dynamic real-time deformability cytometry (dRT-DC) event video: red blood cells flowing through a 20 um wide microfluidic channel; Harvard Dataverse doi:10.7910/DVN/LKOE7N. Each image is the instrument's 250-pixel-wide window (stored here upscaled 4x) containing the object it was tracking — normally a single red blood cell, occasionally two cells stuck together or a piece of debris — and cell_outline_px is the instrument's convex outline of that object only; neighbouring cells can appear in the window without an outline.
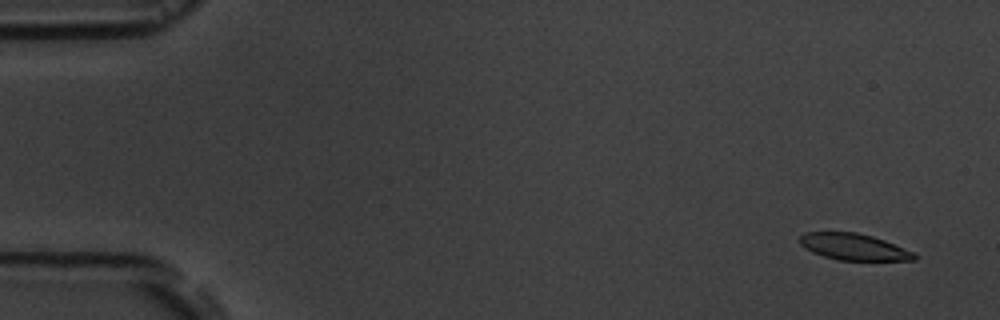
{"species": "common noctule bat (a hibernating species)", "species_latin": "Nyctalus noctula", "temperature_condition": "room temperature", "stored_images_in_passage": 6, "camera_frame_rate_fps": 3000, "um_per_image_px": 0.085, "animal": {"sex": "male", "body_mass_g": 19.5, "forearm_length_mm": 54.6}, "frame": {"image": 1, "passage_image": 2, "time_ms": 1.0, "image_size_px": [1000, 320], "cell_outline_px": [[916, 260], [836, 260], [812, 252], [804, 248], [800, 244], [800, 236], [804, 232], [856, 232], [872, 236], [884, 240], [916, 252]], "centroid_in_image_um": [72.57, 20.98], "position_along_channel_um": 12.4, "area_um2": 17.74}}
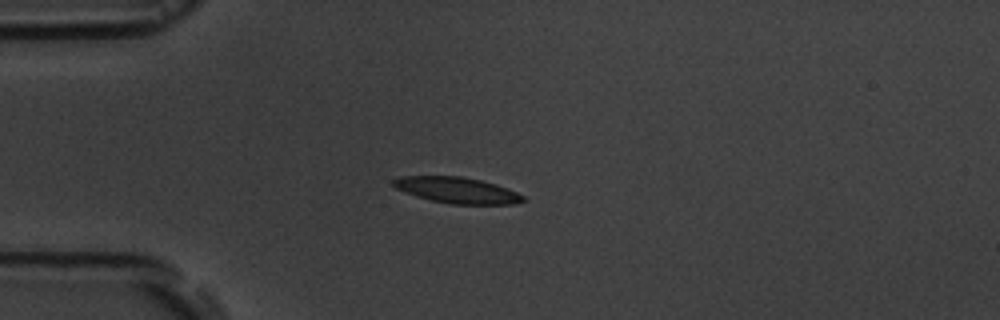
{"frame": {"image": 2, "passage_image": 5, "time_ms": 5.0, "image_size_px": [1000, 320], "cell_outline_px": [[528, 200], [512, 204], [452, 204], [432, 200], [416, 196], [396, 188], [392, 184], [392, 180], [400, 176], [460, 176], [480, 180], [496, 184], [508, 188], [524, 196]], "centroid_in_image_um": [38.87, 16.16], "position_along_channel_um": 46.1, "area_um2": 19.59}}